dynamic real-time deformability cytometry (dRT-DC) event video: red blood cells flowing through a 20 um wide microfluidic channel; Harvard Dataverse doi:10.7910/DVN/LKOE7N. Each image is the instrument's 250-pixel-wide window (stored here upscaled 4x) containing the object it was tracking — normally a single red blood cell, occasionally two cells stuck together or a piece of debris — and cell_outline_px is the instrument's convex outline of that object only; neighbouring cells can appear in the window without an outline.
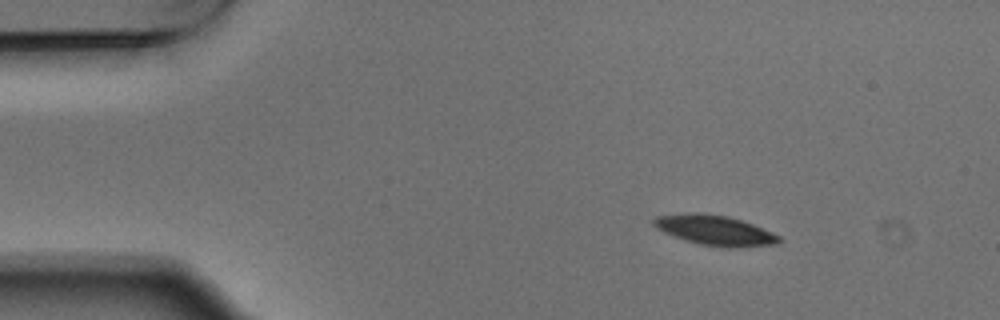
{"species": "Egyptian fruit bat (a non-hibernating species)", "species_latin": "Rousettus aegyptiacus", "temperature_condition": "warm", "stored_images_in_passage": 3, "camera_frame_rate_fps": 3000, "um_per_image_px": 0.085, "animal": {"sex": "male"}, "frame": {"image": 1, "passage_image": 1, "time_ms": 0.0, "image_size_px": [1000, 320], "cell_outline_px": [[780, 240], [776, 244], [732, 248], [728, 248], [700, 244], [684, 240], [664, 232], [656, 228], [652, 224], [652, 220], [656, 216], [684, 212], [700, 212], [728, 216], [752, 224], [772, 232], [780, 236]], "centroid_in_image_um": [60.71, 19.56], "position_along_channel_um": 24.3, "area_um2": 22.02}}